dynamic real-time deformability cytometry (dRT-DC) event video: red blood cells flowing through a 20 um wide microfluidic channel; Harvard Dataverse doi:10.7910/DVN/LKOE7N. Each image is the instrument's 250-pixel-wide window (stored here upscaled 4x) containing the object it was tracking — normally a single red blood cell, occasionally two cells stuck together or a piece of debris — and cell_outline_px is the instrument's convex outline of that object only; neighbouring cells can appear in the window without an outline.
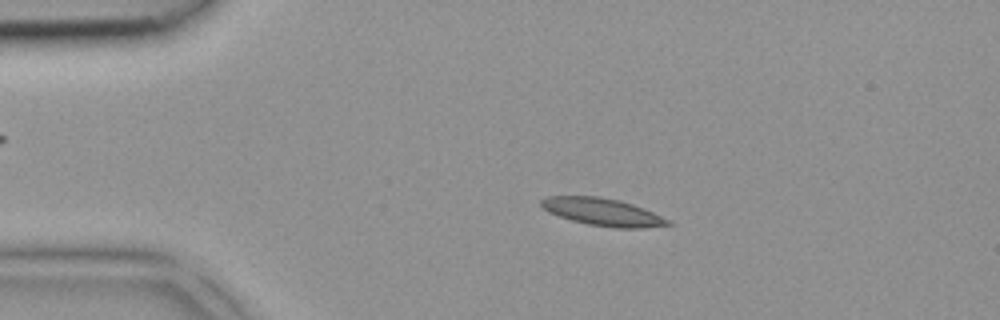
{"species": "common noctule bat (a hibernating species)", "species_latin": "Nyctalus noctula", "temperature_condition": "room temperature", "stored_images_in_passage": 42, "camera_frame_rate_fps": 3000, "um_per_image_px": 0.085, "animal": {"sex": "female", "body_mass_g": 18.4}, "frame": {"image": 1, "passage_image": 8, "time_ms": 2.333, "image_size_px": [1000, 320], "cell_outline_px": [[672, 224], [640, 228], [616, 228], [588, 224], [572, 220], [548, 212], [540, 204], [540, 200], [548, 196], [600, 196], [620, 200], [644, 208], [672, 220]], "centroid_in_image_um": [51.25, 18.01], "position_along_channel_um": 33.7, "area_um2": 20.29}}
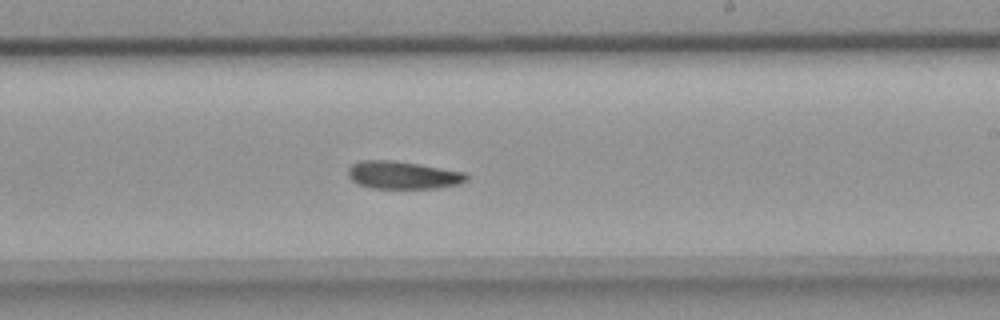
{"frame": {"image": 2, "passage_image": 25, "time_ms": 8.0, "image_size_px": [1000, 320], "cell_outline_px": [[468, 180], [460, 184], [436, 188], [372, 188], [356, 184], [348, 176], [348, 168], [352, 164], [360, 160], [392, 160], [420, 164], [464, 172], [468, 176]], "centroid_in_image_um": [34.23, 14.88], "position_along_channel_um": 254.8, "area_um2": 19.25}}
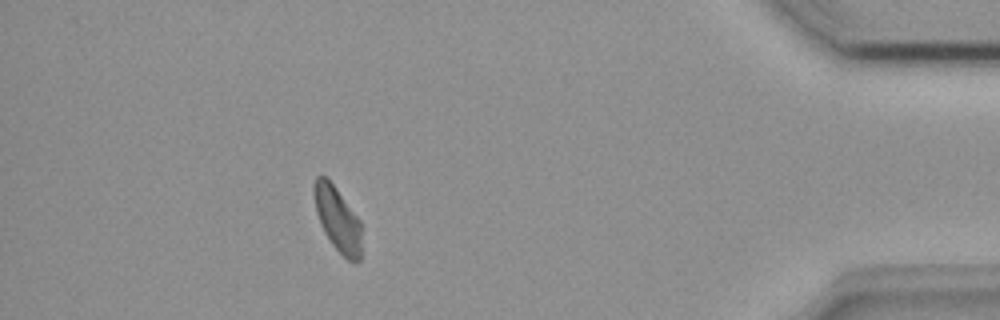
{"frame": {"image": 3, "passage_image": 38, "time_ms": 12.333, "image_size_px": [1000, 320], "cell_outline_px": [[360, 260], [352, 264], [332, 244], [324, 232], [316, 212], [312, 192], [312, 184], [316, 176], [324, 176], [336, 188], [360, 220]], "centroid_in_image_um": [28.66, 18.61], "position_along_channel_um": 406.5, "area_um2": 17.74}}